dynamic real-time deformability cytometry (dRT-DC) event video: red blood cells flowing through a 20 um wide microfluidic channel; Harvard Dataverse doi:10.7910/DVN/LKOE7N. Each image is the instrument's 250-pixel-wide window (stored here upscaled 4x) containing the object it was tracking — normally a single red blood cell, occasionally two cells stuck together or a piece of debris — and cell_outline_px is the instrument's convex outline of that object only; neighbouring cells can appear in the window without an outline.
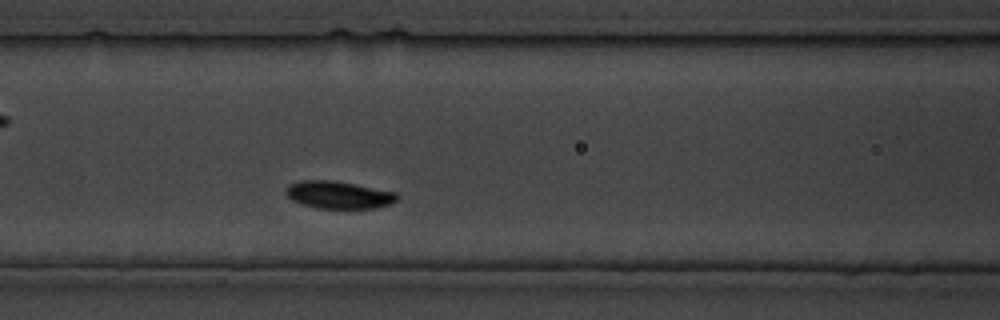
{"species": "common noctule bat (a hibernating species)", "species_latin": "Nyctalus noctula", "temperature_condition": "cold", "stored_images_in_passage": 26, "camera_frame_rate_fps": 3000, "um_per_image_px": 0.085, "animal": {"sex": "male", "body_mass_g": 19.5, "forearm_length_mm": 54.6}, "frame": {"image": 1, "passage_image": 5, "time_ms": 4.333, "image_size_px": [1000, 320], "cell_outline_px": [[400, 196], [396, 200], [388, 204], [376, 208], [316, 208], [292, 200], [284, 192], [288, 184], [300, 180], [332, 180], [396, 192]], "centroid_in_image_um": [28.75, 16.55], "position_along_channel_um": 137.8, "area_um2": 17.69}}
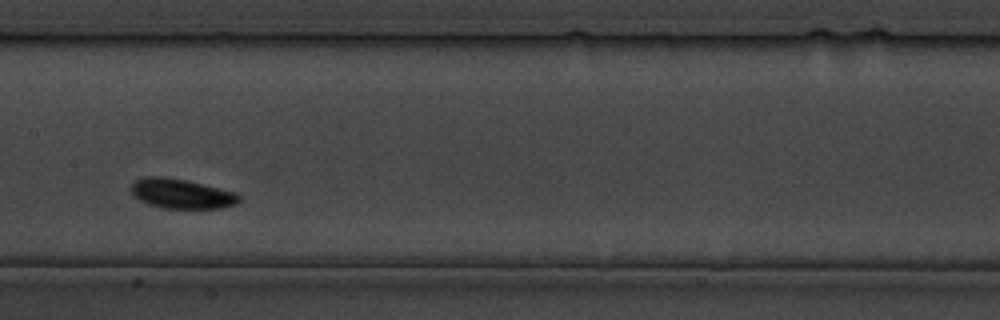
{"frame": {"image": 2, "passage_image": 8, "time_ms": 8.0, "image_size_px": [1000, 320], "cell_outline_px": [[240, 200], [236, 204], [224, 208], [160, 208], [148, 204], [140, 200], [132, 192], [132, 184], [136, 180], [144, 176], [164, 176], [184, 180], [236, 192], [240, 196]], "centroid_in_image_um": [15.44, 16.47], "position_along_channel_um": 192.0, "area_um2": 18.55}}